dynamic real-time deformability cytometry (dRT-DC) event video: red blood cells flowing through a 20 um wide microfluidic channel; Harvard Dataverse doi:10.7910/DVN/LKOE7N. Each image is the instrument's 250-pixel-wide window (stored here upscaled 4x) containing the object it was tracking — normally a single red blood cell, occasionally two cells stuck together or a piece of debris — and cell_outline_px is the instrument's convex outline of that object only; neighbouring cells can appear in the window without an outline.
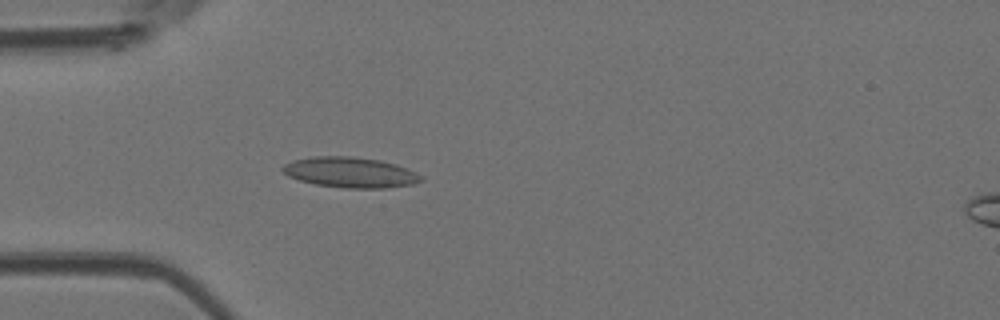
{"species": "Egyptian fruit bat (a non-hibernating species)", "species_latin": "Rousettus aegyptiacus", "temperature_condition": "room temperature", "stored_images_in_passage": 5, "camera_frame_rate_fps": 3000, "um_per_image_px": 0.085, "animal": {"sex": "female"}, "frame": {"image": 1, "passage_image": 4, "time_ms": 1.0, "image_size_px": [1000, 320], "cell_outline_px": [[424, 180], [412, 184], [388, 188], [344, 188], [316, 184], [300, 180], [288, 176], [280, 168], [284, 164], [292, 160], [316, 156], [352, 156], [380, 160], [396, 164], [416, 172], [424, 176]], "centroid_in_image_um": [29.8, 14.65], "position_along_channel_um": 55.2, "area_um2": 24.68}}